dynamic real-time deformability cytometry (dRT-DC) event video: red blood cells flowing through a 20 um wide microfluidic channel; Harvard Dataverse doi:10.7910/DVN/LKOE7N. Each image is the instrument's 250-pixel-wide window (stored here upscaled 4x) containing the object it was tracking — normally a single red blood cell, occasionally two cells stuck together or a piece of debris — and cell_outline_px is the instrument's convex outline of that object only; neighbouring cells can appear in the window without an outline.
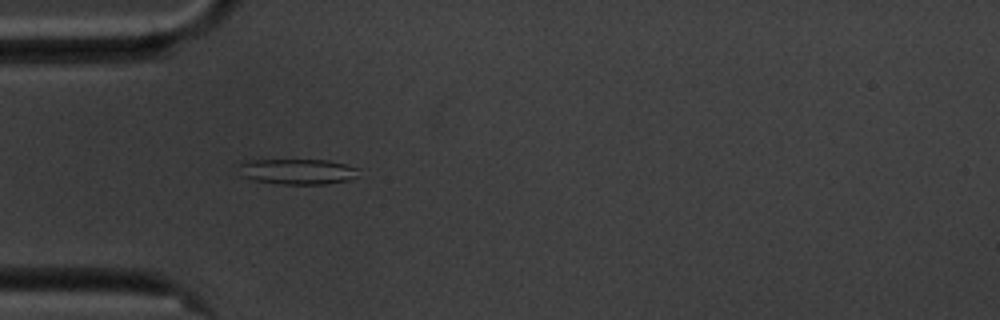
{"species": "common noctule bat (a hibernating species)", "species_latin": "Nyctalus noctula", "temperature_condition": "cold", "stored_images_in_passage": 42, "camera_frame_rate_fps": 3000, "um_per_image_px": 0.085, "animal": {"sex": "male", "body_mass_g": 20.1, "forearm_length_mm": 53.5}, "frame": {"image": 1, "passage_image": 2, "time_ms": 0.333, "image_size_px": [1000, 320], "cell_outline_px": [[360, 168], [356, 176], [348, 180], [324, 184], [284, 184], [252, 180], [240, 176], [236, 164], [240, 160], [328, 160]], "centroid_in_image_um": [25.19, 14.57], "position_along_channel_um": 59.8, "area_um2": 18.09}}
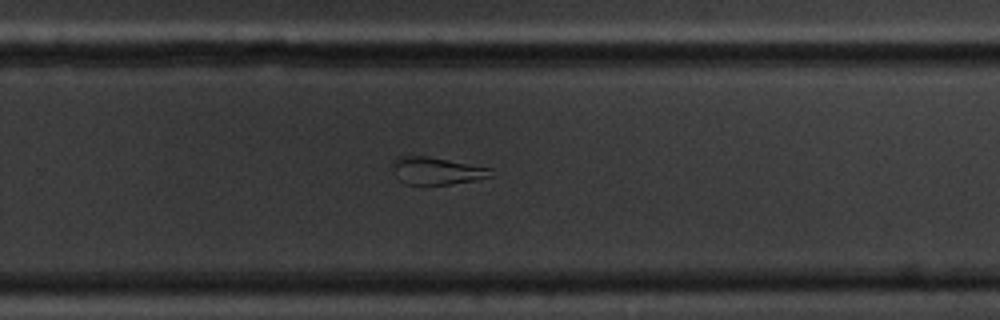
{"frame": {"image": 2, "passage_image": 22, "time_ms": 7.0, "image_size_px": [1000, 320], "cell_outline_px": [[492, 176], [476, 180], [448, 184], [404, 184], [392, 172], [392, 160], [400, 156], [428, 156], [492, 168]], "centroid_in_image_um": [37.08, 14.51], "position_along_channel_um": 292.7, "area_um2": 15.72}}
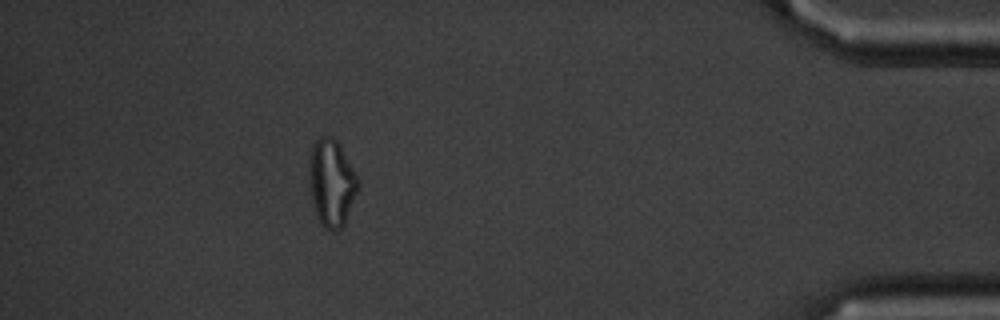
{"frame": {"image": 3, "passage_image": 36, "time_ms": 11.667, "image_size_px": [1000, 320], "cell_outline_px": [[360, 184], [344, 228], [332, 232], [324, 228], [320, 224], [312, 204], [308, 188], [308, 160], [312, 144], [320, 136], [332, 136], [336, 140], [356, 172], [360, 180]], "centroid_in_image_um": [28.16, 15.57], "position_along_channel_um": 407.0, "area_um2": 25.72}, "authors_computed_cell_mechanics": {"area_um2": 17.051, "velocity_mm_per_s": 3.5415, "shape_relaxation_time_tau1_ms": null, "shape_relaxation_time_tau2_ms": 2.5907, "deformation_change_tau1": null, "deformation_change_tau2": 0.0968}}